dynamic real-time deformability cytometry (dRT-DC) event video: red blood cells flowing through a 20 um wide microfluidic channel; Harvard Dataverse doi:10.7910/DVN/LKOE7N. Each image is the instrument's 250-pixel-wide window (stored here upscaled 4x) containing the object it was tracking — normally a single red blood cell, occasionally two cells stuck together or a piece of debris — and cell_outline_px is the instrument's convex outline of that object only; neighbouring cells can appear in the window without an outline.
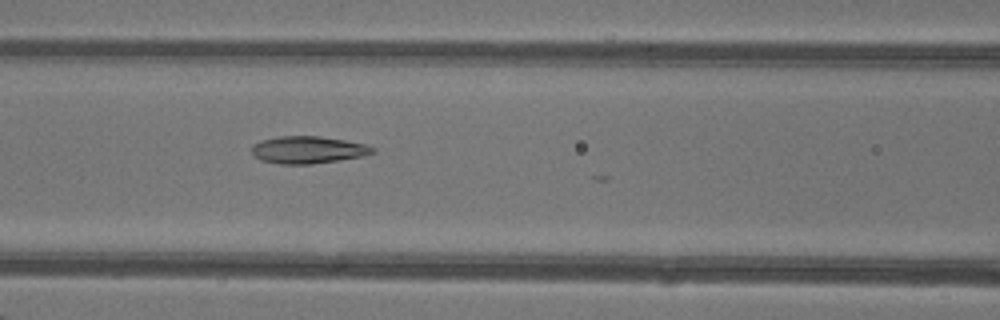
{"species": "common noctule bat (a hibernating species)", "species_latin": "Nyctalus noctula", "temperature_condition": "warm", "stored_images_in_passage": 27, "camera_frame_rate_fps": 3000, "um_per_image_px": 0.085, "animal": {"sex": "female"}, "frame": {"image": 1, "passage_image": 22, "time_ms": 7.0, "image_size_px": [1000, 320], "cell_outline_px": [[376, 152], [364, 156], [340, 160], [312, 164], [280, 164], [260, 160], [252, 152], [252, 144], [260, 140], [280, 136], [320, 136], [344, 140], [364, 144], [376, 148]], "centroid_in_image_um": [26.19, 12.74], "position_along_channel_um": 140.4, "area_um2": 19.31}}
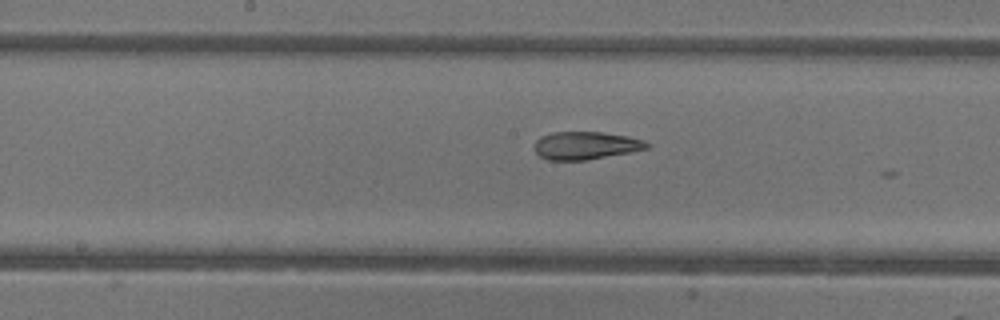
{"frame": {"image": 2, "passage_image": 26, "time_ms": 8.333, "image_size_px": [1000, 320], "cell_outline_px": [[652, 144], [648, 148], [628, 152], [584, 160], [548, 160], [540, 156], [536, 152], [536, 140], [540, 136], [552, 132], [604, 132], [628, 136], [644, 140]], "centroid_in_image_um": [49.8, 12.35], "position_along_channel_um": 198.4, "area_um2": 18.09}}